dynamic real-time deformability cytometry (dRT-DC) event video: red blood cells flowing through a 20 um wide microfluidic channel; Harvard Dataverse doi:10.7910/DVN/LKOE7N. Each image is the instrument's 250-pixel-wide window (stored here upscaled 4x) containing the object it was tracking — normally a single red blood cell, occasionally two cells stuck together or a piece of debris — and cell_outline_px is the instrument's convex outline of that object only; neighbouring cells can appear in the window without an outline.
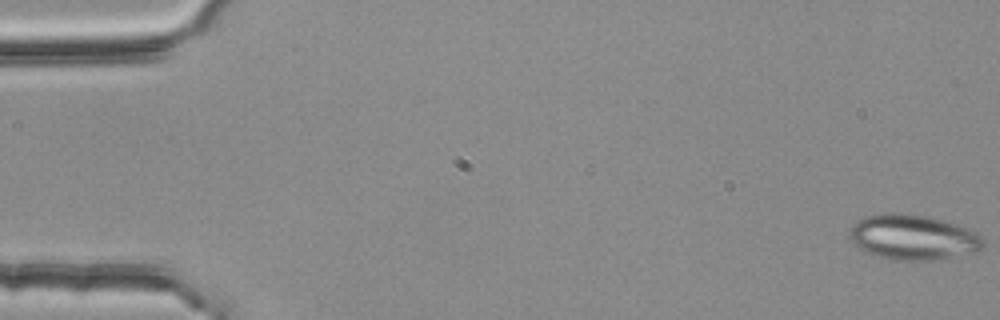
{"species": "common noctule bat (a hibernating species)", "species_latin": "Nyctalus noctula", "temperature_condition": "room temperature", "stored_images_in_passage": 54, "camera_frame_rate_fps": 3000, "um_per_image_px": 0.085, "animal": {"sex": "female", "body_mass_g": 25.1}, "frame": {"image": 1, "passage_image": 1, "time_ms": 0.0, "image_size_px": [1000, 320], "cell_outline_px": [[984, 248], [976, 252], [932, 260], [888, 260], [864, 252], [848, 236], [848, 232], [852, 224], [864, 216], [884, 212], [904, 212], [928, 216], [956, 224], [976, 232], [984, 240]], "centroid_in_image_um": [77.57, 20.15], "position_along_channel_um": 7.4, "area_um2": 35.66}}
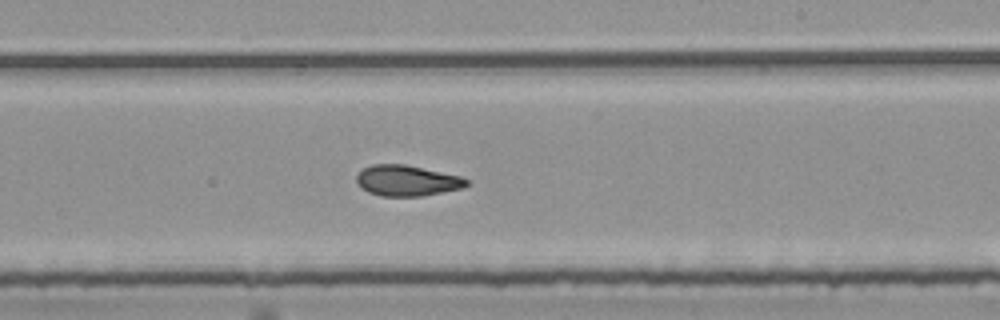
{"frame": {"image": 2, "passage_image": 33, "time_ms": 10.667, "image_size_px": [1000, 320], "cell_outline_px": [[468, 184], [460, 188], [420, 196], [380, 196], [368, 192], [360, 188], [356, 180], [356, 176], [364, 168], [372, 164], [404, 164], [460, 176], [468, 180]], "centroid_in_image_um": [34.53, 15.35], "position_along_channel_um": 254.5, "area_um2": 19.48}}
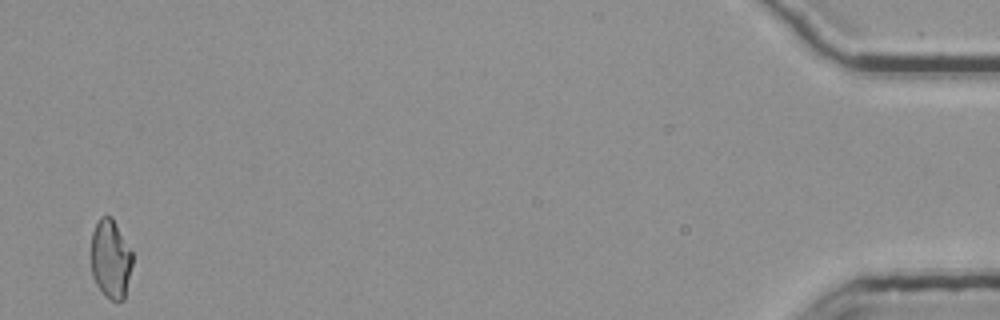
{"frame": {"image": 3, "passage_image": 54, "time_ms": 17.667, "image_size_px": [1000, 320], "cell_outline_px": [[132, 264], [124, 300], [112, 300], [104, 296], [96, 284], [92, 276], [92, 232], [100, 216], [112, 216], [132, 252]], "centroid_in_image_um": [9.4, 22.02], "position_along_channel_um": 425.8, "area_um2": 18.9}, "authors_computed_cell_mechanics": {"area_um2": 20.23, "velocity_mm_per_s": 3.7546, "shape_relaxation_time_tau1_ms": 11.2095, "shape_relaxation_time_tau2_ms": 1.8764, "deformation_change_tau1": 0.222, "deformation_change_tau2": 0.0828}}